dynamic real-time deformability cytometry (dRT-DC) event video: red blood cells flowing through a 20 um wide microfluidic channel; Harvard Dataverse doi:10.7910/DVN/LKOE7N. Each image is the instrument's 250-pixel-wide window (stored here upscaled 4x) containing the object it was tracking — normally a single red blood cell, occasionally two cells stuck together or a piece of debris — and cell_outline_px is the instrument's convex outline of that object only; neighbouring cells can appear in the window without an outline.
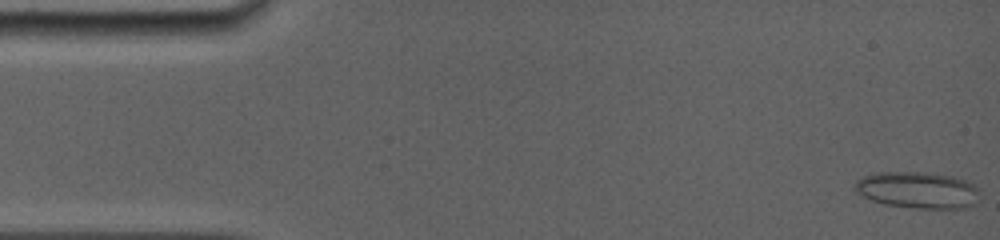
{"species": "common noctule bat (a hibernating species)", "species_latin": "Nyctalus noctula", "temperature_condition": "room temperature", "stored_images_in_passage": 27, "camera_frame_rate_fps": 5000, "um_per_image_px": 0.085, "animal": {"sex": "female", "body_mass_g": 19.0, "forearm_length_mm": 56.7}, "frame": {"image": 1, "passage_image": 1, "time_ms": 0.0, "image_size_px": [1000, 240], "cell_outline_px": [[980, 188], [976, 204], [964, 208], [912, 208], [884, 204], [868, 200], [856, 192], [852, 188], [852, 184], [856, 180], [864, 176], [876, 172], [924, 172], [952, 176], [964, 180]], "centroid_in_image_um": [77.95, 16.16], "position_along_channel_um": 7.0, "area_um2": 26.99}}
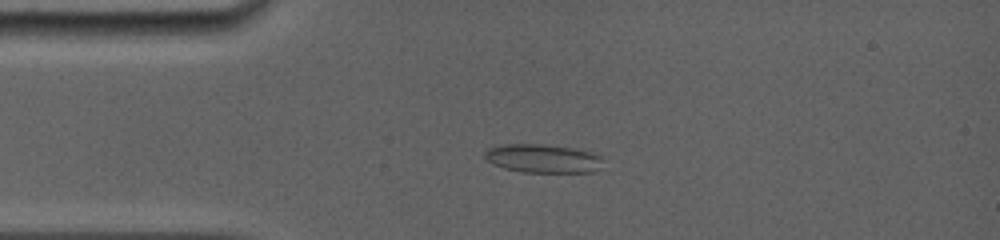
{"frame": {"image": 2, "passage_image": 20, "time_ms": 3.4, "image_size_px": [1000, 240], "cell_outline_px": [[604, 160], [592, 172], [520, 172], [504, 168], [492, 164], [484, 156], [484, 152], [488, 148], [504, 144], [544, 144], [600, 152]], "centroid_in_image_um": [46.17, 13.46], "position_along_channel_um": 38.8, "area_um2": 19.94}}